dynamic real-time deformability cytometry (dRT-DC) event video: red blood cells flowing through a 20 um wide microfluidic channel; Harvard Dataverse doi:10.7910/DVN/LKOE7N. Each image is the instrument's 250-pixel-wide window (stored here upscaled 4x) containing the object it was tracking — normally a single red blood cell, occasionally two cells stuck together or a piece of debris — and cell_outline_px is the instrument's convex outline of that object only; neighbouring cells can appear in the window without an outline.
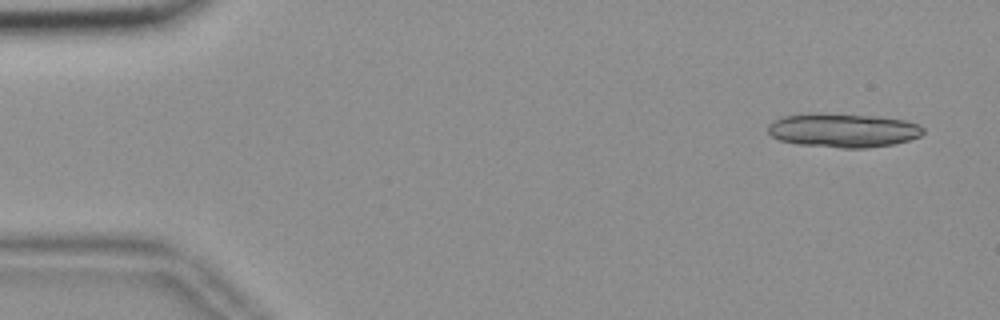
{"species": "common noctule bat (a hibernating species)", "species_latin": "Nyctalus noctula", "temperature_condition": "room temperature", "stored_images_in_passage": 1, "camera_frame_rate_fps": 3000, "um_per_image_px": 0.085, "animal": {"sex": "female", "body_mass_g": 18.4}, "frame": {"image": 1, "passage_image": 1, "time_ms": 0.0, "image_size_px": [1000, 320], "cell_outline_px": [[924, 132], [920, 136], [908, 140], [892, 144], [868, 148], [840, 148], [800, 144], [780, 140], [772, 136], [768, 132], [768, 124], [784, 116], [808, 112], [820, 112], [880, 116], [904, 120], [920, 124], [924, 128]], "centroid_in_image_um": [71.68, 11.05], "position_along_channel_um": 13.3, "area_um2": 31.1}}